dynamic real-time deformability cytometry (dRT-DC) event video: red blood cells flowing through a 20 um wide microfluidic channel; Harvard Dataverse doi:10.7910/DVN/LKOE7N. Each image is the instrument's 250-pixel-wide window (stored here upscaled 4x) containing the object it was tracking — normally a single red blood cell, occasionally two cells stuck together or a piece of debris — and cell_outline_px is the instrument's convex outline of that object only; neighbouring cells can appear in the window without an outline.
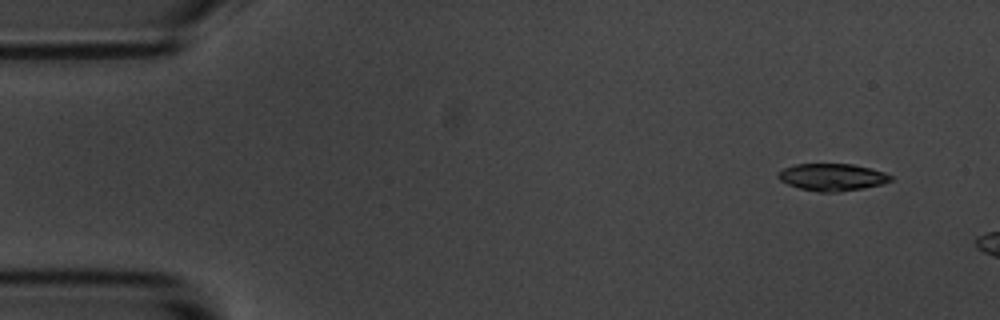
{"species": "common noctule bat (a hibernating species)", "species_latin": "Nyctalus noctula", "temperature_condition": "room temperature", "stored_images_in_passage": 3, "camera_frame_rate_fps": 3000, "um_per_image_px": 0.085, "animal": {"sex": "male", "body_mass_g": 20.1, "forearm_length_mm": 53.5}, "frame": {"image": 1, "passage_image": 1, "time_ms": 0.0, "image_size_px": [1000, 320], "cell_outline_px": [[892, 180], [884, 184], [864, 188], [840, 192], [820, 192], [800, 188], [788, 184], [780, 180], [776, 176], [784, 168], [796, 164], [852, 164], [884, 172], [892, 176]], "centroid_in_image_um": [70.75, 15.06], "position_along_channel_um": 14.2, "area_um2": 17.74}}